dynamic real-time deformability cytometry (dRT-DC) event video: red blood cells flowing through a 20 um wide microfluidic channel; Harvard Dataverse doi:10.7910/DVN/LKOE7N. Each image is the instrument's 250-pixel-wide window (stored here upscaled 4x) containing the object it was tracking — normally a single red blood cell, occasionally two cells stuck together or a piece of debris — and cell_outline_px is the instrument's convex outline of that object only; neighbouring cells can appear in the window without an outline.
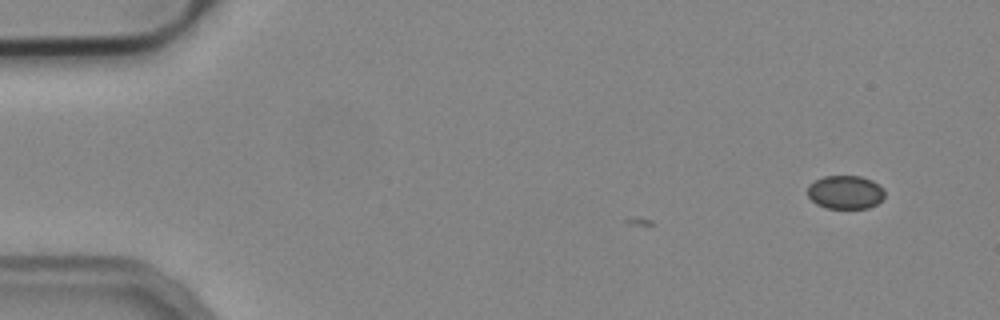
{"species": "common noctule bat (a hibernating species)", "species_latin": "Nyctalus noctula", "temperature_condition": "cold", "stored_images_in_passage": 6, "camera_frame_rate_fps": 3000, "um_per_image_px": 0.085, "animal": {"sex": "male", "body_mass_g": 19.2, "forearm_length_mm": 51.8}, "frame": {"image": 1, "passage_image": 6, "time_ms": 1.667, "image_size_px": [1000, 320], "cell_outline_px": [[884, 196], [876, 204], [868, 208], [828, 208], [816, 204], [808, 196], [808, 184], [824, 176], [860, 176], [872, 180], [880, 184], [884, 188]], "centroid_in_image_um": [71.86, 16.33], "position_along_channel_um": 13.1, "area_um2": 15.09}}